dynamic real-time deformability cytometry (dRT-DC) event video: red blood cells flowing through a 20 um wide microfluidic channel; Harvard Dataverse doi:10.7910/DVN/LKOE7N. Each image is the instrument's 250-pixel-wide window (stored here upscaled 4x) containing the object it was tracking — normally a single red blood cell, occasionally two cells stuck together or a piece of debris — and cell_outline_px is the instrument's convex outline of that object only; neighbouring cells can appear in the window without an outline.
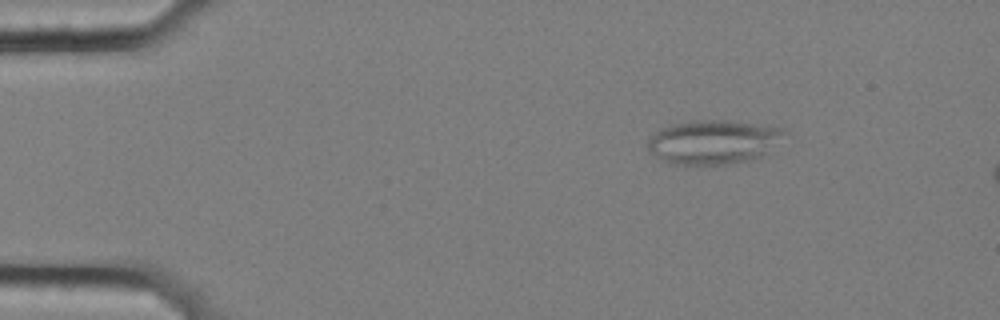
{"species": "common noctule bat (a hibernating species)", "species_latin": "Nyctalus noctula", "temperature_condition": "cold", "stored_images_in_passage": 58, "camera_frame_rate_fps": 3000, "um_per_image_px": 0.085, "animal": {"sex": "female", "body_mass_g": 25.1}, "frame": {"image": 1, "passage_image": 9, "time_ms": 2.667, "image_size_px": [1000, 320], "cell_outline_px": [[784, 132], [760, 156], [728, 164], [676, 164], [664, 160], [648, 152], [648, 140], [660, 128], [672, 124], [696, 120], [728, 120], [784, 128]], "centroid_in_image_um": [60.53, 12.05], "position_along_channel_um": 24.5, "area_um2": 34.04}}
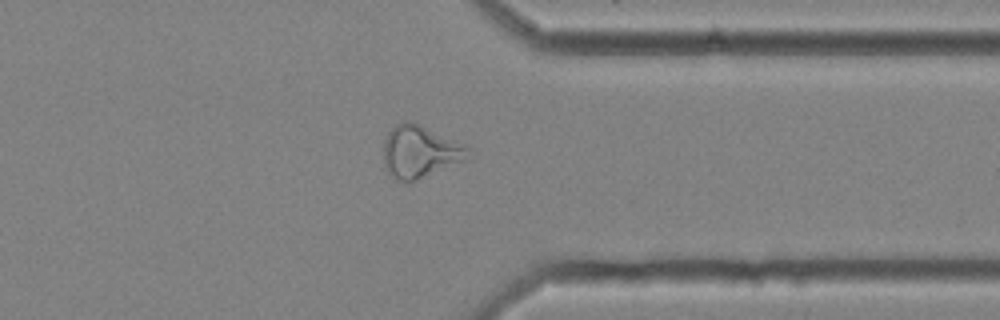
{"frame": {"image": 2, "passage_image": 46, "time_ms": 15.0, "image_size_px": [1000, 320], "cell_outline_px": [[472, 148], [468, 160], [416, 180], [396, 180], [388, 172], [384, 164], [384, 140], [388, 132], [396, 124], [404, 120], [408, 120], [420, 124], [464, 144]], "centroid_in_image_um": [35.73, 12.87], "position_along_channel_um": 375.7, "area_um2": 25.89}}
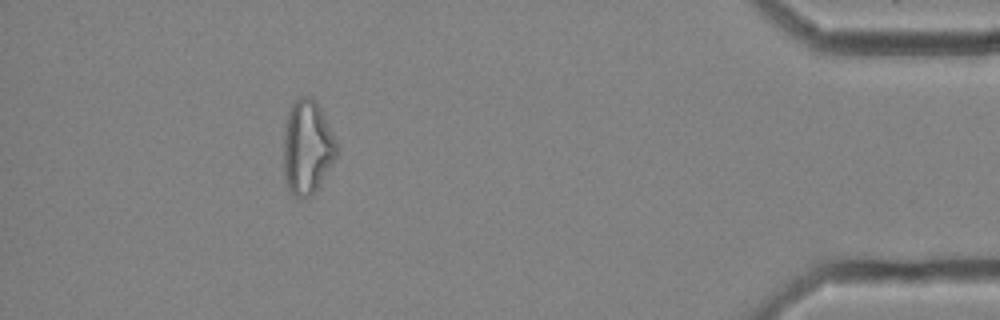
{"frame": {"image": 3, "passage_image": 53, "time_ms": 17.333, "image_size_px": [1000, 320], "cell_outline_px": [[336, 156], [312, 196], [292, 196], [288, 192], [284, 180], [284, 132], [288, 112], [292, 104], [300, 96], [312, 96], [316, 100], [336, 140]], "centroid_in_image_um": [26.08, 12.51], "position_along_channel_um": 409.1, "area_um2": 28.9}, "authors_computed_cell_mechanics": {"area_um2": 27.5706, "velocity_mm_per_s": 3.4949, "shape_relaxation_time_tau1_ms": null, "shape_relaxation_time_tau2_ms": 3.0947, "deformation_change_tau1": null, "deformation_change_tau2": 0.1251}}